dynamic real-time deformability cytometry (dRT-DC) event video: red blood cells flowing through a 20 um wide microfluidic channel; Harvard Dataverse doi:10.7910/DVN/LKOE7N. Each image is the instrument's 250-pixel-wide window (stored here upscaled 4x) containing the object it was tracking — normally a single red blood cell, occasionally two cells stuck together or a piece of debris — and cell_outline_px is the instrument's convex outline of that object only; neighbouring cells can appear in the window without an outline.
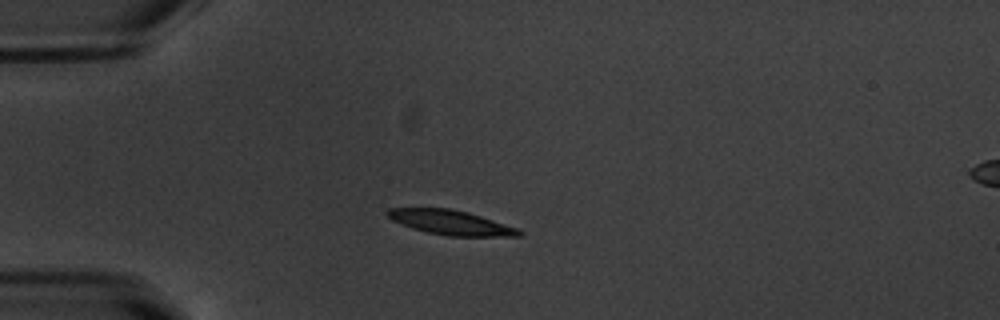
{"species": "common noctule bat (a hibernating species)", "species_latin": "Nyctalus noctula", "temperature_condition": "warm", "stored_images_in_passage": 41, "camera_frame_rate_fps": 3000, "um_per_image_px": 0.085, "animal": {"sex": "male", "body_mass_g": 20.1, "forearm_length_mm": 53.5}, "frame": {"image": 1, "passage_image": 1, "time_ms": 0.0, "image_size_px": [1000, 320], "cell_outline_px": [[524, 236], [448, 236], [428, 232], [412, 228], [400, 224], [392, 220], [384, 212], [388, 208], [448, 208], [468, 212], [516, 228], [524, 232]], "centroid_in_image_um": [38.29, 18.91], "position_along_channel_um": 46.7, "area_um2": 18.73}}
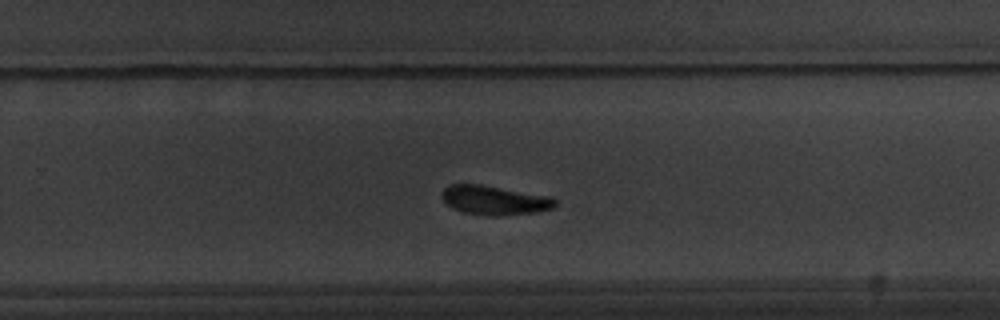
{"frame": {"image": 2, "passage_image": 22, "time_ms": 7.0, "image_size_px": [1000, 320], "cell_outline_px": [[556, 204], [552, 208], [536, 212], [488, 216], [464, 212], [452, 208], [440, 196], [440, 192], [444, 188], [452, 184], [480, 184], [552, 196], [556, 200]], "centroid_in_image_um": [42.02, 17.0], "position_along_channel_um": 287.8, "area_um2": 19.25}}
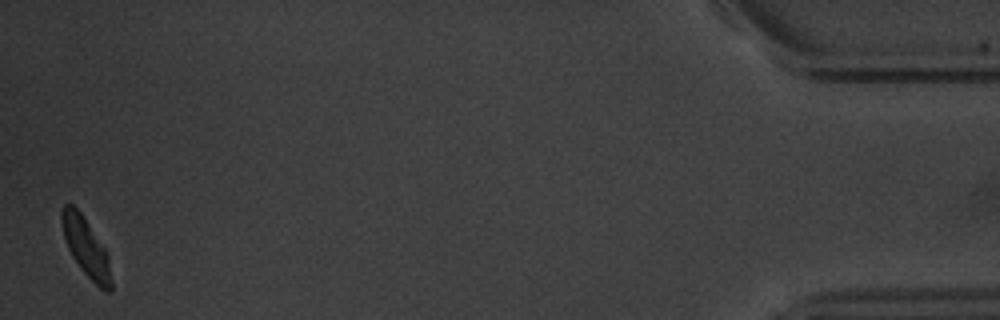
{"frame": {"image": 3, "passage_image": 40, "time_ms": 13.0, "image_size_px": [1000, 320], "cell_outline_px": [[112, 288], [108, 292], [104, 292], [80, 268], [72, 256], [68, 248], [64, 236], [60, 220], [60, 212], [64, 204], [72, 204], [80, 212], [104, 248], [108, 256], [112, 280]], "centroid_in_image_um": [7.3, 21.03], "position_along_channel_um": 427.9, "area_um2": 16.65}, "authors_computed_cell_mechanics": {"area_um2": 19.363, "velocity_mm_per_s": 3.7405, "shape_relaxation_time_tau1_ms": 2.2821, "shape_relaxation_time_tau2_ms": null, "deformation_change_tau1": 0.1194, "deformation_change_tau2": null}}